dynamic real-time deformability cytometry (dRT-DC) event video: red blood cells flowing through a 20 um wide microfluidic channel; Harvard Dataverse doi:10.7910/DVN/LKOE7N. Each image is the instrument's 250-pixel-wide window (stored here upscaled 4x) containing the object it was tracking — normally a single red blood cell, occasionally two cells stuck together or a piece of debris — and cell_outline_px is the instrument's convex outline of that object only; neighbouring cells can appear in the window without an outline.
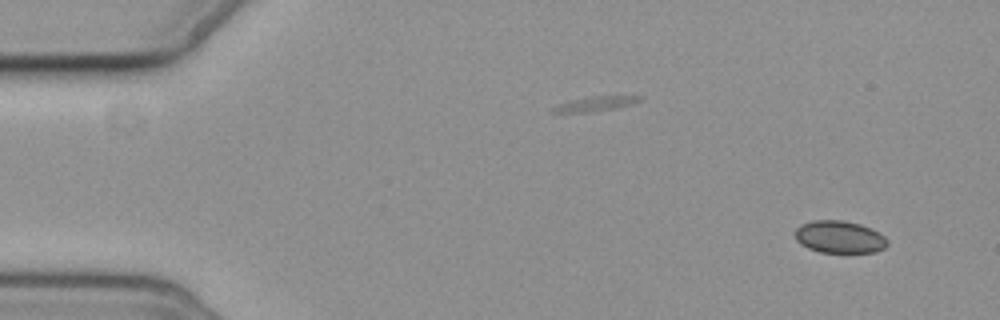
{"species": "common noctule bat (a hibernating species)", "species_latin": "Nyctalus noctula", "temperature_condition": "cold", "stored_images_in_passage": 3, "camera_frame_rate_fps": 3000, "um_per_image_px": 0.085, "animal": {"sex": "female", "body_mass_g": 19.3, "forearm_length_mm": 54.1}, "frame": {"image": 1, "passage_image": 3, "time_ms": 3.0, "image_size_px": [1000, 320], "cell_outline_px": [[888, 244], [884, 248], [876, 252], [820, 252], [808, 248], [800, 244], [796, 240], [796, 228], [800, 224], [812, 220], [844, 220], [860, 224], [872, 228], [884, 236], [888, 240]], "centroid_in_image_um": [71.36, 20.13], "position_along_channel_um": 13.6, "area_um2": 17.51}}